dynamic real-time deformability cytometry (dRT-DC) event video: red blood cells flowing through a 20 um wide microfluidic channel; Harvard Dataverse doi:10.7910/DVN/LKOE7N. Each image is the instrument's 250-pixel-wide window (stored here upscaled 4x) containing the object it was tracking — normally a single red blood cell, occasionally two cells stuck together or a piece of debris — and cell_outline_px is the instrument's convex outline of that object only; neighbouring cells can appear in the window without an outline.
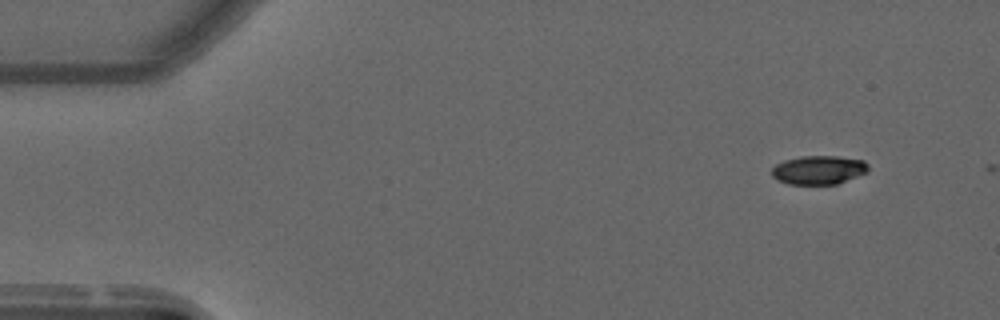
{"species": "common noctule bat (a hibernating species)", "species_latin": "Nyctalus noctula", "temperature_condition": "warm", "stored_images_in_passage": 2, "camera_frame_rate_fps": 3000, "um_per_image_px": 0.085, "animal": {"sex": "male", "forearm_length_mm": 52.5}, "frame": {"image": 1, "passage_image": 1, "time_ms": 0.0, "image_size_px": [1000, 320], "cell_outline_px": [[868, 172], [836, 184], [788, 184], [776, 180], [772, 176], [772, 168], [776, 164], [784, 160], [800, 156], [836, 156], [864, 160], [868, 164]], "centroid_in_image_um": [69.57, 14.44], "position_along_channel_um": 15.4, "area_um2": 16.24}}